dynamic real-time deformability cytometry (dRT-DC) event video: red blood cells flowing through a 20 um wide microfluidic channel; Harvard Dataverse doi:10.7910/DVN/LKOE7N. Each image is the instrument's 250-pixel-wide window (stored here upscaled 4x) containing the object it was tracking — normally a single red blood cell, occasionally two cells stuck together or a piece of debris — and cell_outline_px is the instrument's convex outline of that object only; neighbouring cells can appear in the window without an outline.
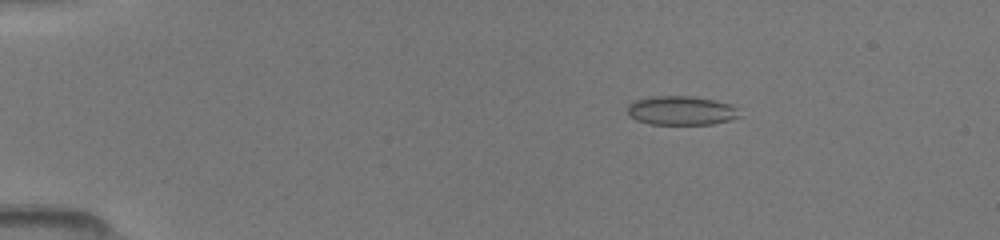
{"species": "common noctule bat (a hibernating species)", "species_latin": "Nyctalus noctula", "temperature_condition": "room temperature", "stored_images_in_passage": 45, "camera_frame_rate_fps": 3000, "um_per_image_px": 0.085, "animal": {"sex": "female", "body_mass_g": 19.5, "forearm_length_mm": 54.1}, "frame": {"image": 1, "passage_image": 1, "time_ms": 0.0, "image_size_px": [1000, 240], "cell_outline_px": [[740, 116], [732, 120], [712, 124], [648, 124], [636, 120], [628, 116], [628, 104], [636, 100], [652, 96], [688, 96], [712, 100], [728, 104]], "centroid_in_image_um": [57.82, 9.41], "position_along_channel_um": 27.2, "area_um2": 18.67}}
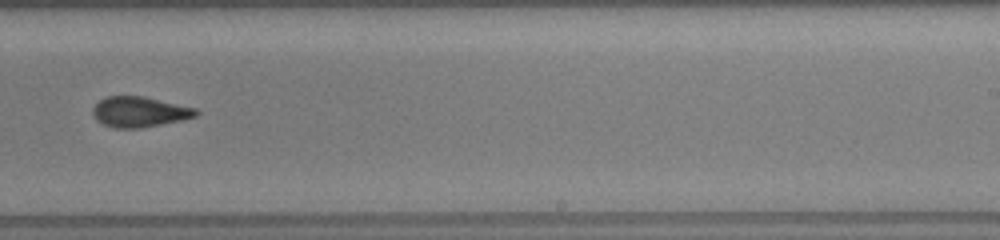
{"frame": {"image": 2, "passage_image": 27, "time_ms": 8.0, "image_size_px": [1000, 240], "cell_outline_px": [[200, 112], [196, 116], [180, 120], [140, 128], [116, 128], [104, 124], [96, 120], [92, 112], [92, 108], [100, 100], [108, 96], [144, 96], [196, 108]], "centroid_in_image_um": [11.85, 9.5], "position_along_channel_um": 277.2, "area_um2": 18.15}}
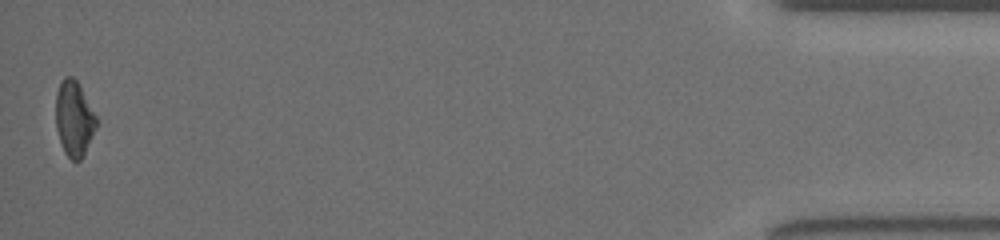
{"frame": {"image": 3, "passage_image": 45, "time_ms": 13.667, "image_size_px": [1000, 240], "cell_outline_px": [[96, 128], [80, 160], [76, 164], [64, 152], [56, 128], [56, 92], [64, 76], [72, 76], [76, 80], [96, 116]], "centroid_in_image_um": [6.28, 10.09], "position_along_channel_um": 428.9, "area_um2": 17.46}}